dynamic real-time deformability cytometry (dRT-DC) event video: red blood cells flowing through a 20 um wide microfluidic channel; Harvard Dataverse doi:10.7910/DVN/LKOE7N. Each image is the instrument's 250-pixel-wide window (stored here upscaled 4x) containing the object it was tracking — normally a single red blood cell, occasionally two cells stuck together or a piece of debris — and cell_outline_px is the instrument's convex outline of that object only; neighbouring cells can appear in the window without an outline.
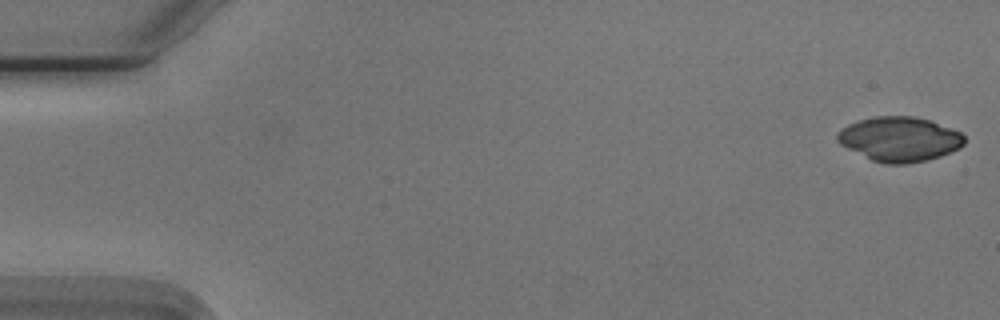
{"species": "Egyptian fruit bat (a non-hibernating species)", "species_latin": "Rousettus aegyptiacus", "temperature_condition": "cold", "stored_images_in_passage": 54, "camera_frame_rate_fps": 3000, "um_per_image_px": 0.085, "animal": {"sex": "male"}, "frame": {"image": 1, "passage_image": 1, "time_ms": 0.0, "image_size_px": [1000, 320], "cell_outline_px": [[964, 144], [960, 148], [940, 156], [928, 160], [908, 164], [884, 164], [872, 160], [840, 144], [836, 140], [836, 132], [848, 124], [872, 116], [912, 116], [928, 120], [960, 132], [964, 136]], "centroid_in_image_um": [76.44, 11.83], "position_along_channel_um": 8.6, "area_um2": 32.95}}